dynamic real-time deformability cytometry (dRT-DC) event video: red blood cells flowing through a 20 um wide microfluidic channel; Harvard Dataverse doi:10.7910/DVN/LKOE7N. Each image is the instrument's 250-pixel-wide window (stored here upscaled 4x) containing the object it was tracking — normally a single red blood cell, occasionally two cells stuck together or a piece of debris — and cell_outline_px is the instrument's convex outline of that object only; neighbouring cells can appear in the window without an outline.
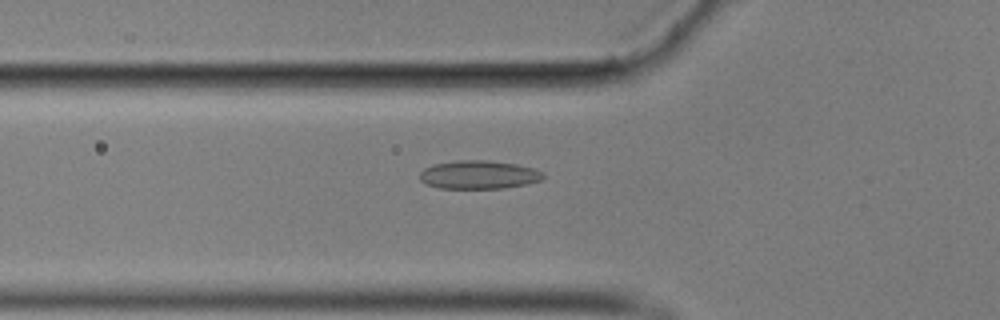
{"species": "common noctule bat (a hibernating species)", "species_latin": "Nyctalus noctula", "temperature_condition": "cold", "stored_images_in_passage": 42, "camera_frame_rate_fps": 3000, "um_per_image_px": 0.085, "animal": {"sex": "male", "body_mass_g": 17.9}, "frame": {"image": 1, "passage_image": 15, "time_ms": 4.667, "image_size_px": [1000, 320], "cell_outline_px": [[544, 176], [540, 180], [524, 184], [504, 188], [440, 188], [424, 184], [420, 180], [420, 172], [424, 168], [432, 164], [456, 160], [488, 160], [516, 164], [532, 168], [544, 172]], "centroid_in_image_um": [40.65, 14.84], "position_along_channel_um": 85.2, "area_um2": 20.46}}
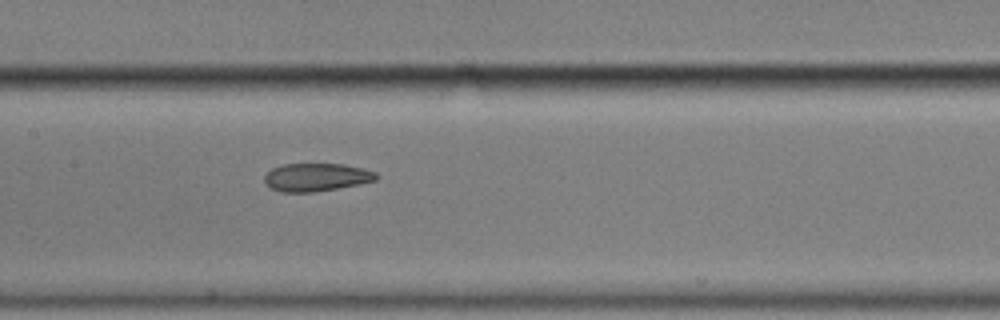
{"frame": {"image": 2, "passage_image": 23, "time_ms": 7.333, "image_size_px": [1000, 320], "cell_outline_px": [[380, 176], [376, 180], [360, 184], [316, 192], [280, 192], [272, 188], [264, 180], [264, 176], [272, 168], [284, 164], [344, 164], [364, 168], [376, 172]], "centroid_in_image_um": [26.93, 15.06], "position_along_channel_um": 180.5, "area_um2": 18.32}}
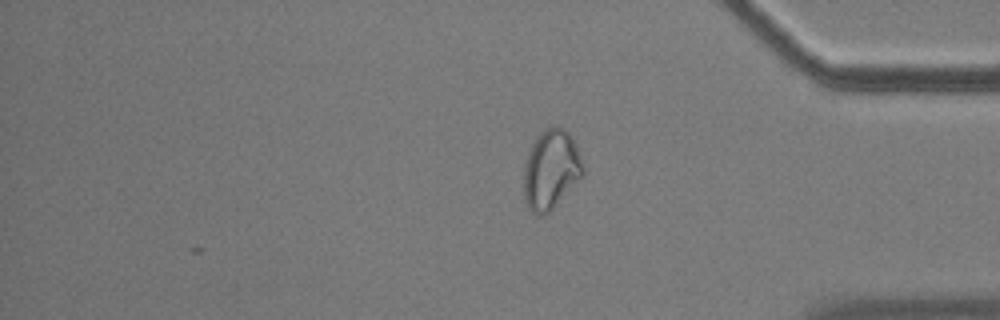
{"frame": {"image": 3, "passage_image": 42, "time_ms": 13.667, "image_size_px": [1000, 320], "cell_outline_px": [[584, 176], [544, 216], [536, 216], [528, 208], [524, 196], [524, 164], [528, 152], [536, 136], [544, 128], [556, 124], [564, 128], [572, 136], [580, 156], [584, 168]], "centroid_in_image_um": [46.83, 14.39], "position_along_channel_um": 388.4, "area_um2": 27.74}, "authors_computed_cell_mechanics": {"area_um2": 19.7098, "velocity_mm_per_s": 3.5476, "shape_relaxation_time_tau1_ms": null, "shape_relaxation_time_tau2_ms": 2.873, "deformation_change_tau1": null, "deformation_change_tau2": 0.082}}